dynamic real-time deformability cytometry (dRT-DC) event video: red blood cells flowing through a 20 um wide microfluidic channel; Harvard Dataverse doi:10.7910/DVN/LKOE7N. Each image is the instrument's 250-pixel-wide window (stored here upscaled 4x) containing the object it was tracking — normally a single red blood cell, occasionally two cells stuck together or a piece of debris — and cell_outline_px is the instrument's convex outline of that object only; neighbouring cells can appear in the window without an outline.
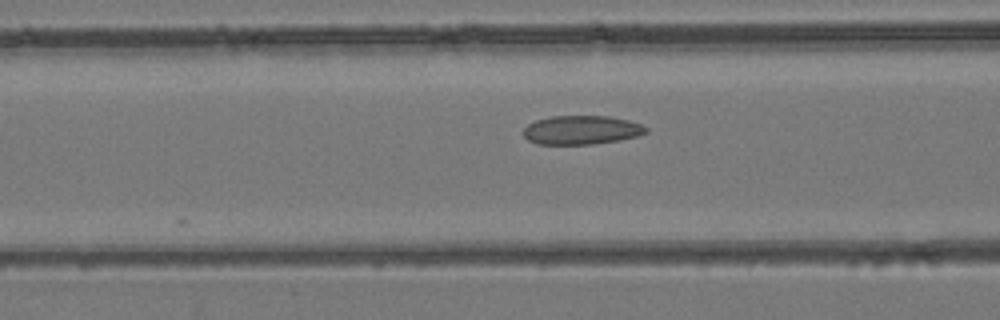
{"species": "common noctule bat (a hibernating species)", "species_latin": "Nyctalus noctula", "temperature_condition": "room temperature", "stored_images_in_passage": 27, "camera_frame_rate_fps": 3000, "um_per_image_px": 0.085, "animal": {"sex": "female", "body_mass_g": 24.6, "forearm_length_mm": 56.2}, "frame": {"image": 1, "passage_image": 4, "time_ms": 1.0, "image_size_px": [1000, 320], "cell_outline_px": [[648, 132], [636, 136], [616, 140], [592, 144], [536, 144], [528, 140], [524, 136], [524, 128], [528, 124], [536, 120], [552, 116], [608, 116], [628, 120], [640, 124], [648, 128]], "centroid_in_image_um": [49.4, 11.05], "position_along_channel_um": 117.2, "area_um2": 20.46}}
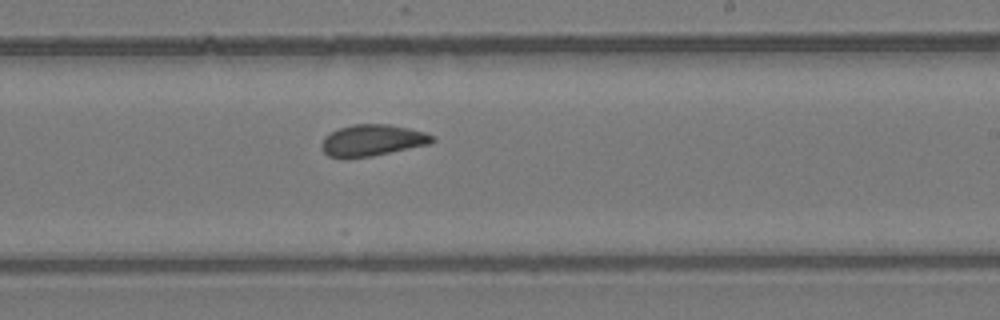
{"frame": {"image": 2, "passage_image": 14, "time_ms": 4.333, "image_size_px": [1000, 320], "cell_outline_px": [[436, 140], [428, 144], [372, 156], [328, 156], [320, 148], [320, 144], [324, 136], [340, 128], [352, 124], [388, 124], [408, 128], [424, 132], [432, 136]], "centroid_in_image_um": [31.63, 11.9], "position_along_channel_um": 257.4, "area_um2": 19.83}}
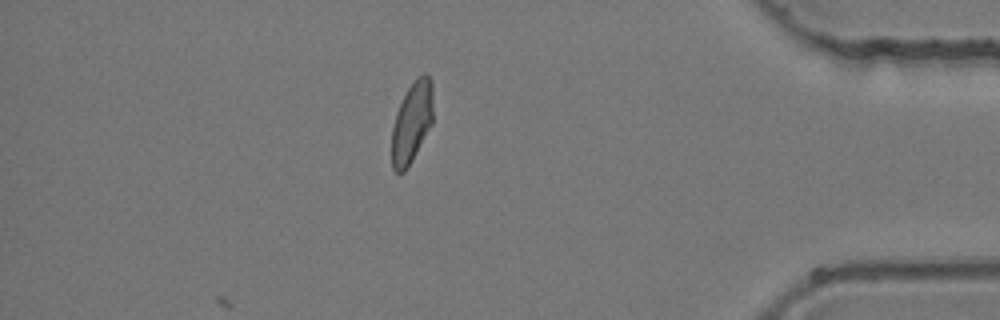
{"frame": {"image": 3, "passage_image": 27, "time_ms": 8.667, "image_size_px": [1000, 320], "cell_outline_px": [[432, 124], [412, 160], [404, 172], [396, 172], [392, 168], [392, 128], [396, 112], [408, 88], [416, 76], [424, 72], [428, 72], [432, 80]], "centroid_in_image_um": [35.02, 10.35], "position_along_channel_um": 400.2, "area_um2": 19.54}}